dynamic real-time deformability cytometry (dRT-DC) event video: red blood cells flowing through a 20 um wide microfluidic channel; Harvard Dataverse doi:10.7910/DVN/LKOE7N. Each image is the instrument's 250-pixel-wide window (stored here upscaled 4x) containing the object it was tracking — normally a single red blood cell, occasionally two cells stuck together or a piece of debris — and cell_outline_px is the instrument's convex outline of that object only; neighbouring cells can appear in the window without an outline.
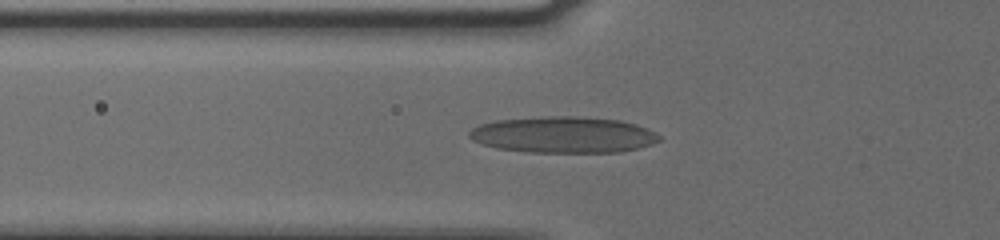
{"species": "human", "species_latin": "Homo sapiens", "temperature_condition": "cold", "stored_images_in_passage": 12, "camera_frame_rate_fps": 3000, "um_per_image_px": 0.085, "donor": {"sex": "male"}, "frame": {"image": 1, "passage_image": 9, "time_ms": 2.667, "image_size_px": [1000, 240], "cell_outline_px": [[660, 140], [652, 144], [620, 152], [528, 152], [496, 148], [480, 144], [472, 140], [468, 136], [468, 132], [472, 128], [480, 124], [496, 120], [540, 116], [576, 116], [620, 120], [636, 124], [656, 132], [660, 136]], "centroid_in_image_um": [47.85, 11.45], "position_along_channel_um": 78.0, "area_um2": 40.4}}
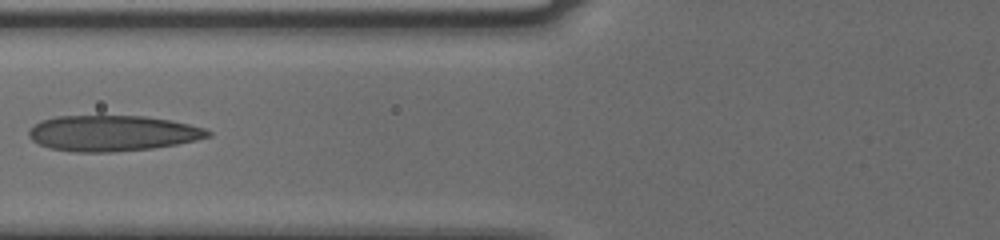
{"frame": {"image": 2, "passage_image": 10, "time_ms": 3.0, "image_size_px": [1000, 240], "cell_outline_px": [[212, 136], [196, 140], [176, 144], [152, 148], [112, 152], [76, 152], [48, 148], [32, 140], [28, 136], [28, 132], [40, 120], [56, 116], [144, 116], [172, 120], [204, 128], [212, 132]], "centroid_in_image_um": [9.56, 11.32], "position_along_channel_um": 116.2, "area_um2": 37.28}}
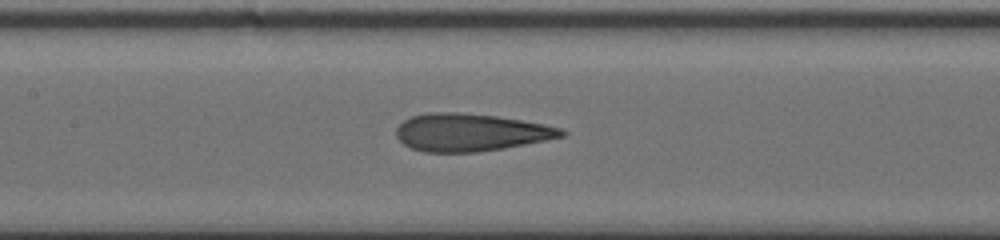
{"frame": {"image": 3, "passage_image": 12, "time_ms": 3.667, "image_size_px": [1000, 240], "cell_outline_px": [[568, 132], [564, 136], [504, 148], [476, 152], [424, 152], [412, 148], [404, 144], [396, 136], [396, 128], [404, 120], [412, 116], [428, 112], [456, 112], [496, 116], [544, 124], [564, 128]], "centroid_in_image_um": [39.99, 11.25], "position_along_channel_um": 167.4, "area_um2": 36.07}}